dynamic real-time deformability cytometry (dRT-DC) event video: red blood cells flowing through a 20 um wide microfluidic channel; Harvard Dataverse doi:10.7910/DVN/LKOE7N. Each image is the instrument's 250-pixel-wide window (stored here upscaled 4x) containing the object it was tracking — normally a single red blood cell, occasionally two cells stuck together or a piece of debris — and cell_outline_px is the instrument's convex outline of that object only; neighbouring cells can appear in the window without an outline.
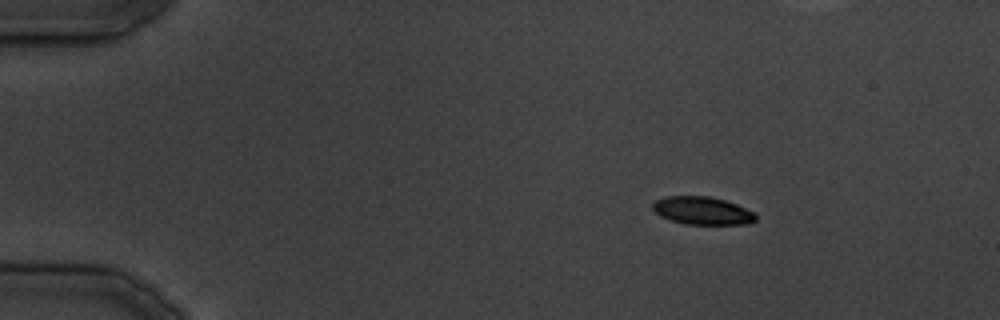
{"species": "common noctule bat (a hibernating species)", "species_latin": "Nyctalus noctula", "temperature_condition": "cold", "stored_images_in_passage": 32, "camera_frame_rate_fps": 3000, "um_per_image_px": 0.085, "animal": {"sex": "male", "body_mass_g": 19.5, "forearm_length_mm": 54.6}, "frame": {"image": 1, "passage_image": 1, "time_ms": 0.0, "image_size_px": [1000, 320], "cell_outline_px": [[756, 220], [748, 224], [688, 224], [672, 220], [660, 216], [652, 208], [652, 204], [656, 200], [668, 196], [712, 196], [736, 204], [756, 212]], "centroid_in_image_um": [59.73, 17.9], "position_along_channel_um": 25.3, "area_um2": 16.7}}
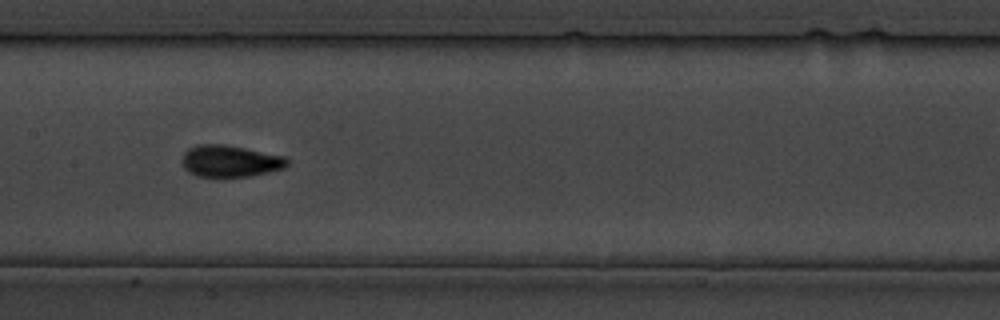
{"frame": {"image": 2, "passage_image": 14, "time_ms": 16.0, "image_size_px": [1000, 320], "cell_outline_px": [[288, 164], [284, 168], [248, 176], [196, 176], [188, 172], [180, 164], [180, 160], [184, 152], [188, 148], [196, 144], [224, 144], [284, 156], [288, 160]], "centroid_in_image_um": [19.48, 13.68], "position_along_channel_um": 187.9, "area_um2": 19.42}}
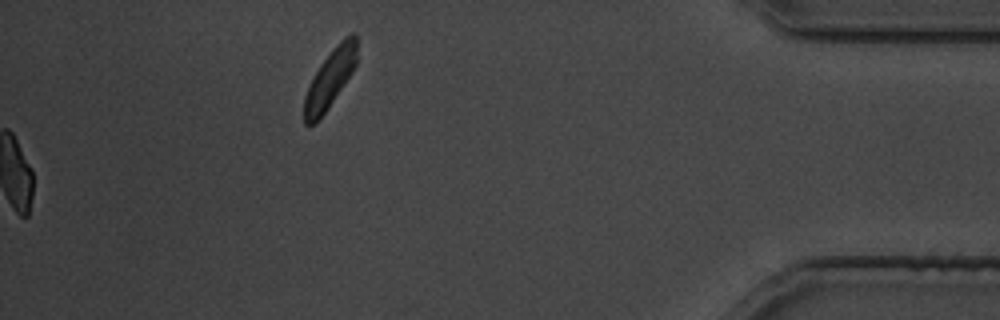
{"frame": {"image": 3, "passage_image": 32, "time_ms": 38.333, "image_size_px": [1000, 320], "cell_outline_px": [[356, 64], [352, 72], [328, 108], [316, 124], [308, 128], [304, 124], [304, 96], [320, 64], [340, 40], [344, 36], [352, 32], [356, 32]], "centroid_in_image_um": [28.03, 6.72], "position_along_channel_um": 407.2, "area_um2": 17.8}}